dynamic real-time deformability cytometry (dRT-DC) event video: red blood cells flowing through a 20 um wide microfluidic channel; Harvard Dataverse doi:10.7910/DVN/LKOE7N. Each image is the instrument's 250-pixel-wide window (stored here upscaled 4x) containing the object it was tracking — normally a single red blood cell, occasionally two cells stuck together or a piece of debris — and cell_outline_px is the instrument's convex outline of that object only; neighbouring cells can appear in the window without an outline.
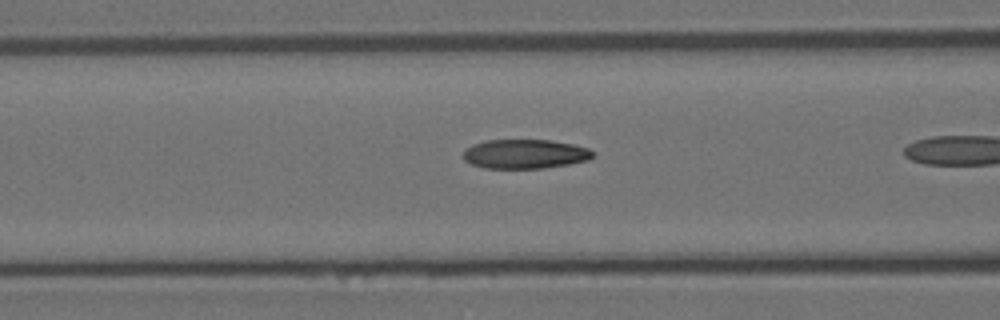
{"species": "Egyptian fruit bat (a non-hibernating species)", "species_latin": "Rousettus aegyptiacus", "temperature_condition": "room temperature", "stored_images_in_passage": 21, "camera_frame_rate_fps": 3000, "um_per_image_px": 0.085, "animal": {"sex": "female"}, "frame": {"image": 1, "passage_image": 17, "time_ms": 5.333, "image_size_px": [1000, 320], "cell_outline_px": [[596, 152], [588, 160], [568, 164], [544, 168], [484, 168], [472, 164], [464, 160], [464, 148], [472, 144], [488, 140], [552, 140], [572, 144], [588, 148]], "centroid_in_image_um": [44.62, 13.08], "position_along_channel_um": 122.0, "area_um2": 22.14}}
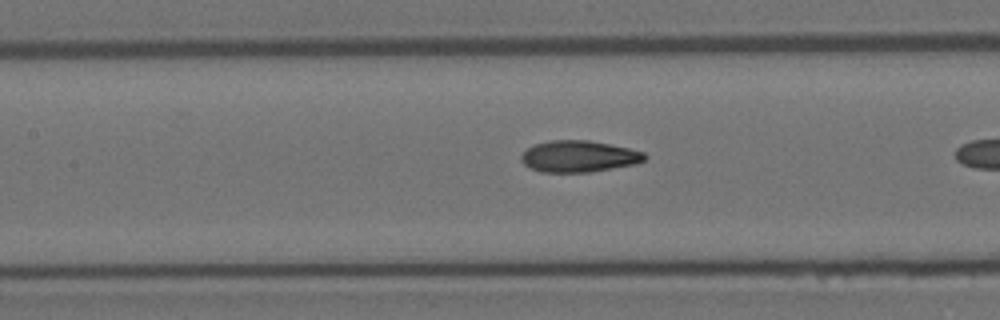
{"frame": {"image": 2, "passage_image": 20, "time_ms": 6.333, "image_size_px": [1000, 320], "cell_outline_px": [[648, 156], [644, 160], [636, 164], [592, 172], [540, 172], [524, 164], [520, 160], [520, 156], [532, 144], [548, 140], [588, 140], [628, 148], [644, 152]], "centroid_in_image_um": [49.19, 13.29], "position_along_channel_um": 158.2, "area_um2": 22.77}}